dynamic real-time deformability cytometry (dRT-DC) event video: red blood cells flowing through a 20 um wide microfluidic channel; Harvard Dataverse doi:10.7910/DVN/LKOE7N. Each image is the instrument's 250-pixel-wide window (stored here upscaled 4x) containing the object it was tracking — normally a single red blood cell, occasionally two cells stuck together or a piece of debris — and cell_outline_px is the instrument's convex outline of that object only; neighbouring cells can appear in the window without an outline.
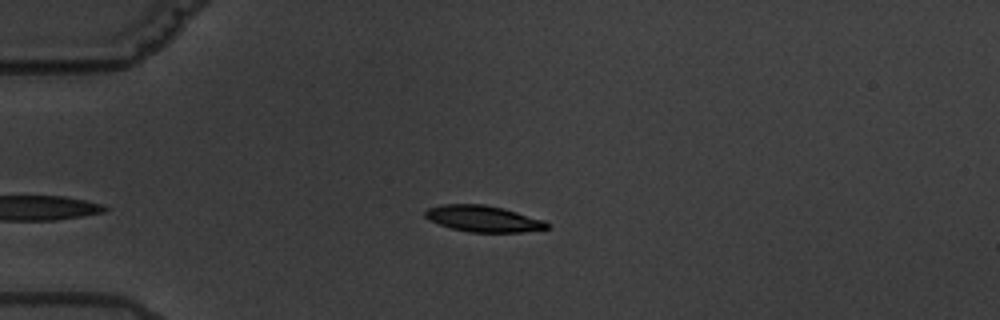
{"species": "common noctule bat (a hibernating species)", "species_latin": "Nyctalus noctula", "temperature_condition": "warm", "stored_images_in_passage": 4, "camera_frame_rate_fps": 3000, "um_per_image_px": 0.085, "animal": {"sex": "male", "body_mass_g": 19.5, "forearm_length_mm": 54.6}, "frame": {"image": 1, "passage_image": 3, "time_ms": 3.333, "image_size_px": [1000, 320], "cell_outline_px": [[548, 228], [520, 232], [468, 232], [452, 228], [428, 220], [424, 216], [424, 212], [428, 208], [440, 204], [484, 204], [504, 208], [544, 220], [548, 224]], "centroid_in_image_um": [41.04, 18.58], "position_along_channel_um": 44.0, "area_um2": 18.61}}